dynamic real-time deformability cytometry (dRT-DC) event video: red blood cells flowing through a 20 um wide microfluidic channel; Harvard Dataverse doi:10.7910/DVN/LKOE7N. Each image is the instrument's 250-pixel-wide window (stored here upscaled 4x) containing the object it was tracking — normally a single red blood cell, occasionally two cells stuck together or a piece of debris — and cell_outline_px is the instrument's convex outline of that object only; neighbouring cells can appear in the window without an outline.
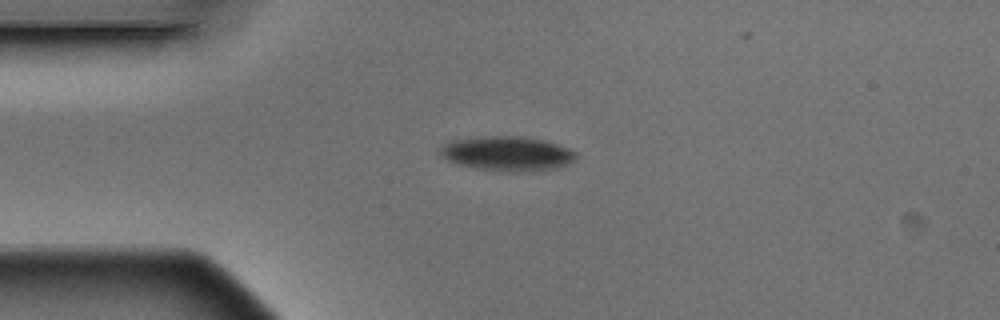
{"species": "Egyptian fruit bat (a non-hibernating species)", "species_latin": "Rousettus aegyptiacus", "temperature_condition": "warm", "stored_images_in_passage": 6, "camera_frame_rate_fps": 3000, "um_per_image_px": 0.085, "animal": {"sex": "male"}, "frame": {"image": 1, "passage_image": 1, "time_ms": 0.0, "image_size_px": [1000, 320], "cell_outline_px": [[576, 160], [572, 164], [560, 168], [516, 172], [504, 172], [476, 168], [456, 164], [448, 160], [440, 152], [440, 148], [444, 144], [452, 140], [484, 136], [520, 136], [544, 140], [568, 148], [576, 152]], "centroid_in_image_um": [43.17, 13.07], "position_along_channel_um": 41.8, "area_um2": 27.51}}
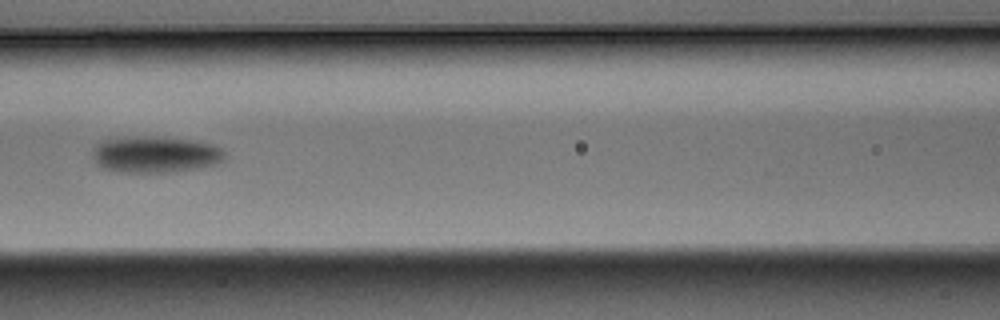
{"frame": {"image": 2, "passage_image": 4, "time_ms": 1.0, "image_size_px": [1000, 320], "cell_outline_px": [[228, 156], [224, 160], [216, 164], [200, 168], [164, 172], [120, 172], [100, 168], [96, 164], [92, 156], [92, 148], [100, 140], [140, 136], [160, 136], [196, 140], [216, 144]], "centroid_in_image_um": [13.2, 13.11], "position_along_channel_um": 153.4, "area_um2": 28.73}}
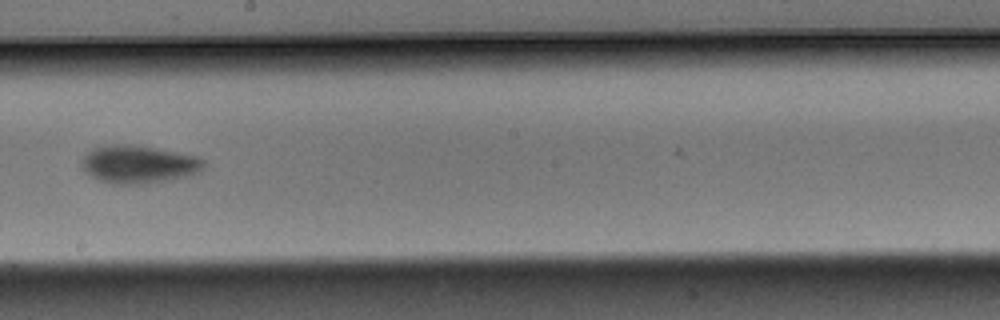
{"frame": {"image": 3, "passage_image": 6, "time_ms": 1.667, "image_size_px": [1000, 320], "cell_outline_px": [[204, 168], [200, 172], [192, 176], [140, 184], [112, 184], [100, 180], [92, 176], [80, 168], [80, 160], [92, 148], [108, 144], [132, 144], [156, 148], [200, 156], [204, 160]], "centroid_in_image_um": [11.79, 13.96], "position_along_channel_um": 236.4, "area_um2": 27.4}}